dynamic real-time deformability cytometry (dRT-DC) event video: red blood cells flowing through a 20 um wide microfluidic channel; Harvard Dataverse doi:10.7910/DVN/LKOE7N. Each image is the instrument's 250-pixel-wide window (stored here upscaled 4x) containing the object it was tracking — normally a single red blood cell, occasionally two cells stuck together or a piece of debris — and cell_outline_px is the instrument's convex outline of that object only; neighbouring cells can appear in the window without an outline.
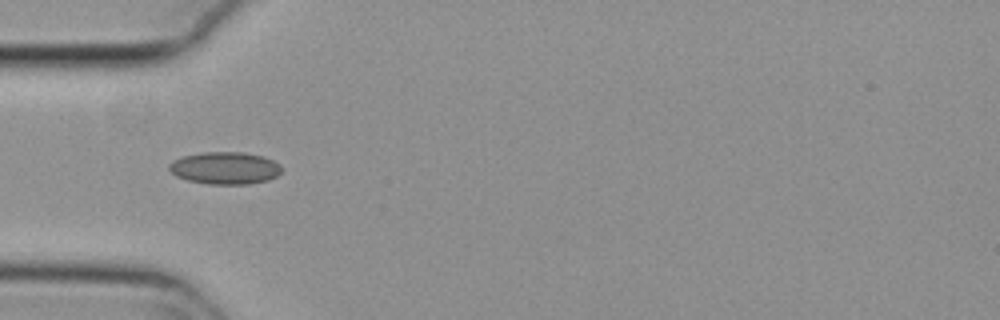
{"species": "common noctule bat (a hibernating species)", "species_latin": "Nyctalus noctula", "temperature_condition": "cold", "stored_images_in_passage": 23, "camera_frame_rate_fps": 3000, "um_per_image_px": 0.085, "animal": {"sex": "female", "body_mass_g": 29.2, "forearm_length_mm": 56.3}, "frame": {"image": 1, "passage_image": 1, "time_ms": 0.0, "image_size_px": [1000, 320], "cell_outline_px": [[284, 168], [276, 176], [268, 180], [248, 184], [208, 184], [188, 180], [176, 176], [168, 168], [168, 164], [172, 160], [184, 156], [204, 152], [244, 152], [260, 156], [272, 160], [280, 164]], "centroid_in_image_um": [19.12, 14.28], "position_along_channel_um": 65.9, "area_um2": 21.15}}
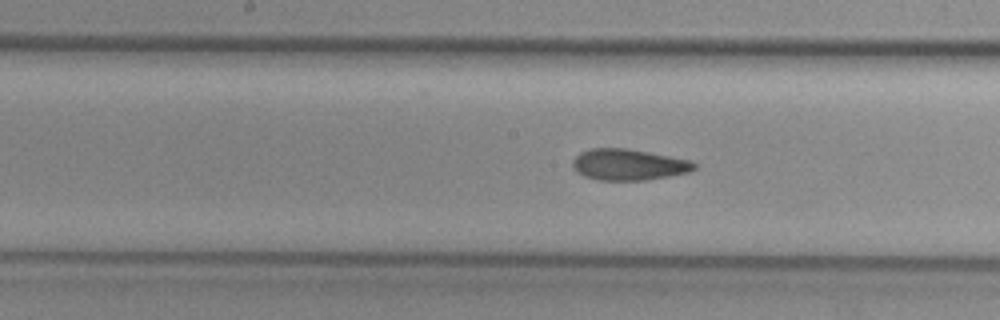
{"frame": {"image": 2, "passage_image": 8, "time_ms": 2.333, "image_size_px": [1000, 320], "cell_outline_px": [[696, 168], [688, 172], [668, 176], [644, 180], [600, 180], [584, 176], [576, 172], [572, 168], [572, 160], [580, 152], [588, 148], [628, 148], [688, 160], [696, 164]], "centroid_in_image_um": [53.36, 13.99], "position_along_channel_um": 194.8, "area_um2": 22.02}}
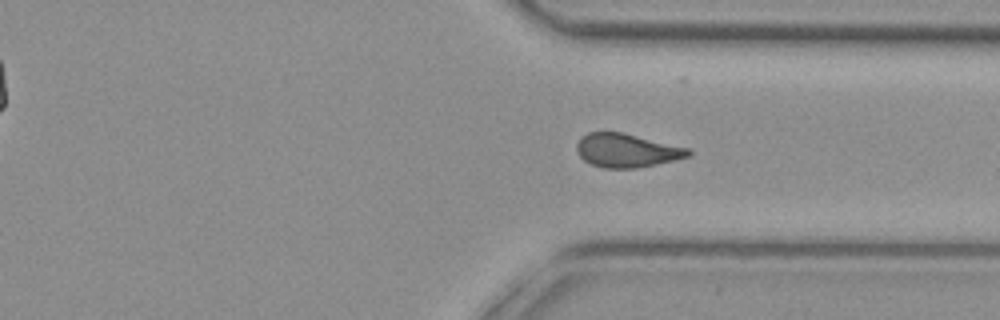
{"frame": {"image": 3, "passage_image": 21, "time_ms": 6.667, "image_size_px": [1000, 320], "cell_outline_px": [[692, 152], [688, 156], [672, 160], [636, 168], [604, 168], [592, 164], [584, 160], [576, 152], [576, 144], [580, 136], [588, 132], [624, 132], [688, 148]], "centroid_in_image_um": [53.21, 12.77], "position_along_channel_um": 358.2, "area_um2": 21.79}}